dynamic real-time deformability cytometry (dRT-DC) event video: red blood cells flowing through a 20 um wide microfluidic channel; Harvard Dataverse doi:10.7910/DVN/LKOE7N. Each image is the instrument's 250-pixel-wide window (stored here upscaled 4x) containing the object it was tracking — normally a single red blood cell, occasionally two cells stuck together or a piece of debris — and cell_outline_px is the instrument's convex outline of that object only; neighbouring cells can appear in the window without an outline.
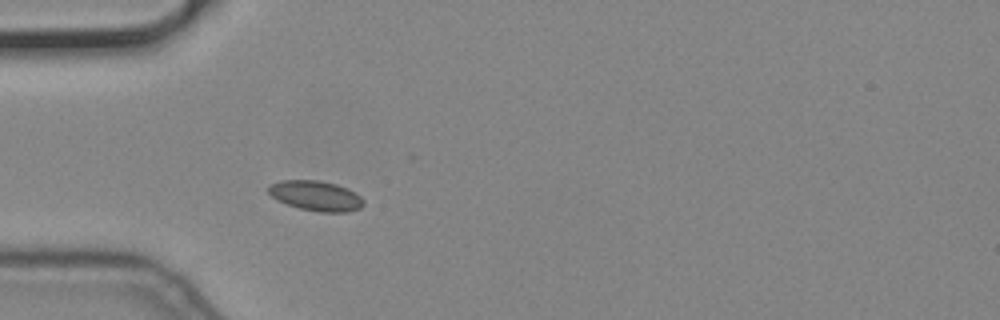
{"species": "common noctule bat (a hibernating species)", "species_latin": "Nyctalus noctula", "temperature_condition": "cold", "stored_images_in_passage": 3, "camera_frame_rate_fps": 3000, "um_per_image_px": 0.085, "animal": {"sex": "male", "body_mass_g": 19.2, "forearm_length_mm": 51.8}, "frame": {"image": 1, "passage_image": 3, "time_ms": 0.667, "image_size_px": [1000, 320], "cell_outline_px": [[364, 204], [360, 208], [348, 212], [320, 212], [300, 208], [276, 200], [268, 192], [268, 184], [280, 180], [320, 180], [336, 184], [348, 188], [360, 196], [364, 200]], "centroid_in_image_um": [26.84, 16.63], "position_along_channel_um": 58.2, "area_um2": 16.76}}